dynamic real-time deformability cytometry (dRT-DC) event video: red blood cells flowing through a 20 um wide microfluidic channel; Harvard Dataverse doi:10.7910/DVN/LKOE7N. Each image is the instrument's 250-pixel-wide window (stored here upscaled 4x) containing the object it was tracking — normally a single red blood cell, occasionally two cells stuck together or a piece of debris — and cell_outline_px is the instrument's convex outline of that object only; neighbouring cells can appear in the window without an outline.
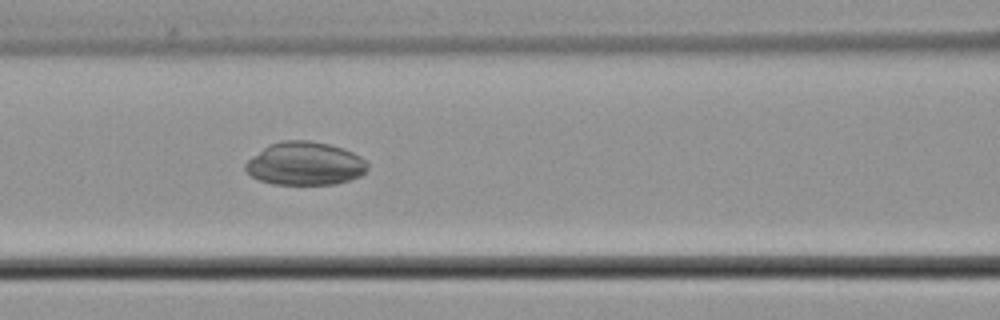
{"species": "common noctule bat (a hibernating species)", "species_latin": "Nyctalus noctula", "temperature_condition": "cold", "stored_images_in_passage": 55, "camera_frame_rate_fps": 3000, "um_per_image_px": 0.085, "animal": {"sex": "male", "body_mass_g": 21.5, "forearm_length_mm": 52.0}, "frame": {"image": 1, "passage_image": 24, "time_ms": 7.667, "image_size_px": [1000, 320], "cell_outline_px": [[368, 168], [360, 176], [336, 184], [272, 184], [260, 180], [252, 176], [244, 168], [244, 164], [248, 160], [268, 144], [284, 140], [308, 140], [328, 144], [344, 148], [360, 156], [368, 164]], "centroid_in_image_um": [25.92, 13.9], "position_along_channel_um": 140.7, "area_um2": 30.69}}
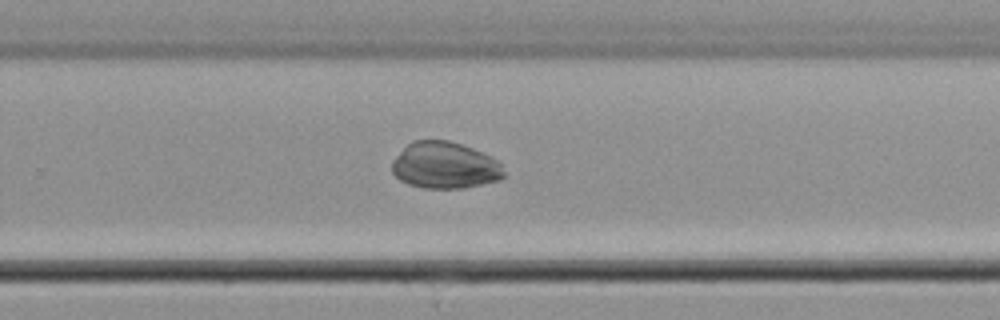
{"frame": {"image": 2, "passage_image": 36, "time_ms": 11.667, "image_size_px": [1000, 320], "cell_outline_px": [[504, 176], [500, 180], [464, 188], [424, 188], [408, 184], [400, 180], [392, 172], [392, 160], [412, 140], [448, 140], [472, 148], [496, 160], [500, 164], [504, 172]], "centroid_in_image_um": [37.79, 14.06], "position_along_channel_um": 292.0, "area_um2": 30.23}}
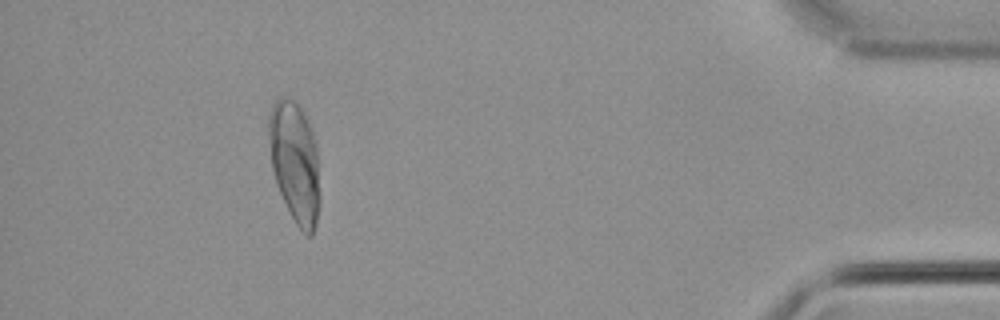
{"frame": {"image": 3, "passage_image": 50, "time_ms": 16.333, "image_size_px": [1000, 320], "cell_outline_px": [[320, 204], [316, 224], [312, 236], [304, 236], [296, 224], [276, 184], [272, 168], [268, 132], [268, 116], [272, 104], [280, 96], [284, 96], [292, 100], [300, 108], [308, 120], [316, 140], [320, 196]], "centroid_in_image_um": [25.08, 13.8], "position_along_channel_um": 410.1, "area_um2": 36.3}}